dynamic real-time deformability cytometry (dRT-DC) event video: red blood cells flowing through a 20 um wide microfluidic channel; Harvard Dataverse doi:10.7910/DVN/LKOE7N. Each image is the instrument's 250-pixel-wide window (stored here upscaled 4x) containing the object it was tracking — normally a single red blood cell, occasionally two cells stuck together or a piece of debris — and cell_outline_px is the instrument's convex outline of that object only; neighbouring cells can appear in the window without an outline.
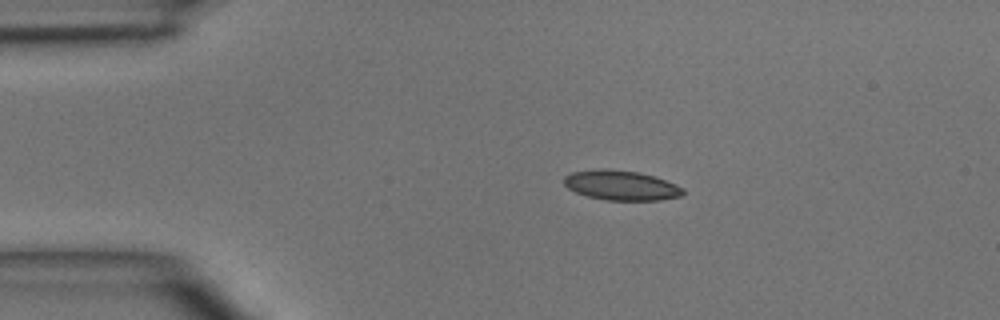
{"species": "common noctule bat (a hibernating species)", "species_latin": "Nyctalus noctula", "temperature_condition": "room temperature", "stored_images_in_passage": 2, "camera_frame_rate_fps": 3000, "um_per_image_px": 0.085, "animal": {"sex": "male", "body_mass_g": 15.6}, "frame": {"image": 1, "passage_image": 1, "time_ms": 0.0, "image_size_px": [1000, 320], "cell_outline_px": [[684, 196], [660, 200], [608, 200], [588, 196], [576, 192], [568, 188], [564, 184], [564, 176], [572, 172], [636, 172], [652, 176], [676, 184], [684, 188]], "centroid_in_image_um": [52.88, 15.82], "position_along_channel_um": 32.1, "area_um2": 19.59}}